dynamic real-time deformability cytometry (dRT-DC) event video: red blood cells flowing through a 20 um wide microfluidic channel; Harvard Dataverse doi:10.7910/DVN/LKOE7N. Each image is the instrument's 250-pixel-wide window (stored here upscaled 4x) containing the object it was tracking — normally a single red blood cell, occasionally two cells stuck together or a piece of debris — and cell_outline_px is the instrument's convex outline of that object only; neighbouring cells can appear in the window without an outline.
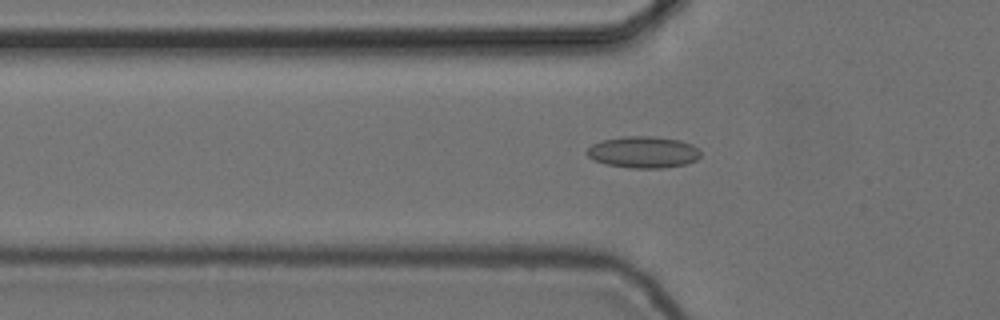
{"species": "common noctule bat (a hibernating species)", "species_latin": "Nyctalus noctula", "temperature_condition": "cold", "stored_images_in_passage": 55, "camera_frame_rate_fps": 3000, "um_per_image_px": 0.085, "animal": {"sex": "female", "body_mass_g": 24.6, "forearm_length_mm": 56.2}, "frame": {"image": 1, "passage_image": 18, "time_ms": 5.667, "image_size_px": [1000, 320], "cell_outline_px": [[700, 156], [696, 160], [684, 164], [664, 168], [632, 168], [608, 164], [596, 160], [588, 156], [584, 152], [592, 144], [600, 140], [624, 136], [652, 136], [680, 140], [692, 144], [700, 148]], "centroid_in_image_um": [54.69, 12.92], "position_along_channel_um": 71.1, "area_um2": 20.98}}
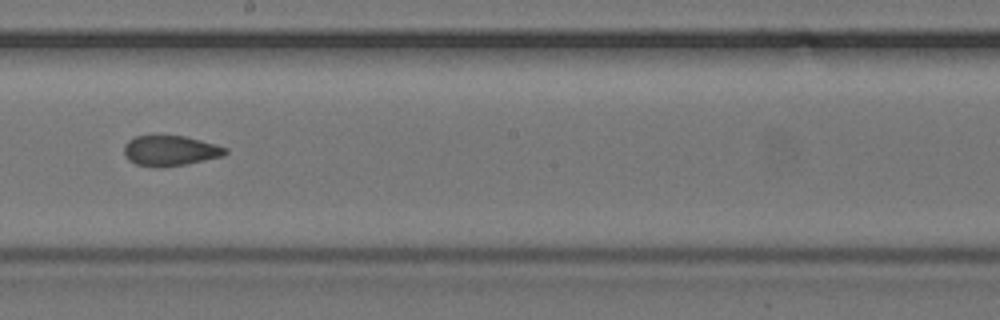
{"frame": {"image": 2, "passage_image": 31, "time_ms": 10.0, "image_size_px": [1000, 320], "cell_outline_px": [[228, 152], [224, 156], [184, 164], [160, 168], [136, 164], [128, 160], [124, 156], [124, 144], [128, 140], [136, 136], [184, 136], [216, 144], [228, 148]], "centroid_in_image_um": [14.46, 12.81], "position_along_channel_um": 233.7, "area_um2": 17.92}}
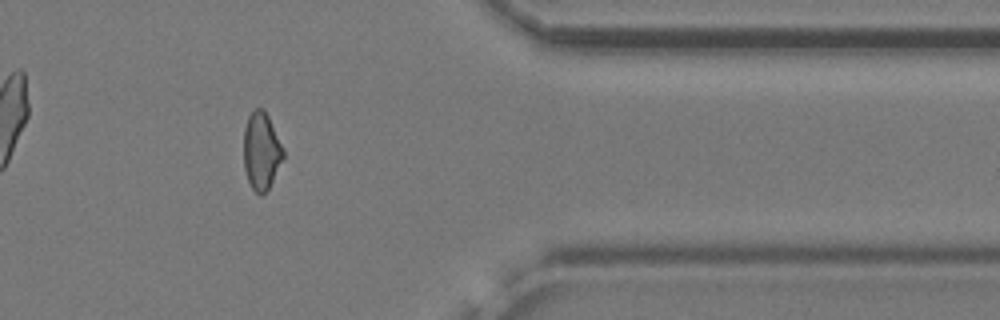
{"frame": {"image": 3, "passage_image": 45, "time_ms": 14.667, "image_size_px": [1000, 320], "cell_outline_px": [[284, 160], [268, 188], [260, 196], [252, 188], [248, 180], [244, 168], [244, 128], [248, 116], [256, 108], [264, 108], [284, 148]], "centroid_in_image_um": [22.23, 12.82], "position_along_channel_um": 389.2, "area_um2": 17.92}, "authors_computed_cell_mechanics": {"area_um2": 18.6116, "velocity_mm_per_s": 3.7316, "shape_relaxation_time_tau1_ms": null, "shape_relaxation_time_tau2_ms": 1.5514, "deformation_change_tau1": null, "deformation_change_tau2": 0.0574}}